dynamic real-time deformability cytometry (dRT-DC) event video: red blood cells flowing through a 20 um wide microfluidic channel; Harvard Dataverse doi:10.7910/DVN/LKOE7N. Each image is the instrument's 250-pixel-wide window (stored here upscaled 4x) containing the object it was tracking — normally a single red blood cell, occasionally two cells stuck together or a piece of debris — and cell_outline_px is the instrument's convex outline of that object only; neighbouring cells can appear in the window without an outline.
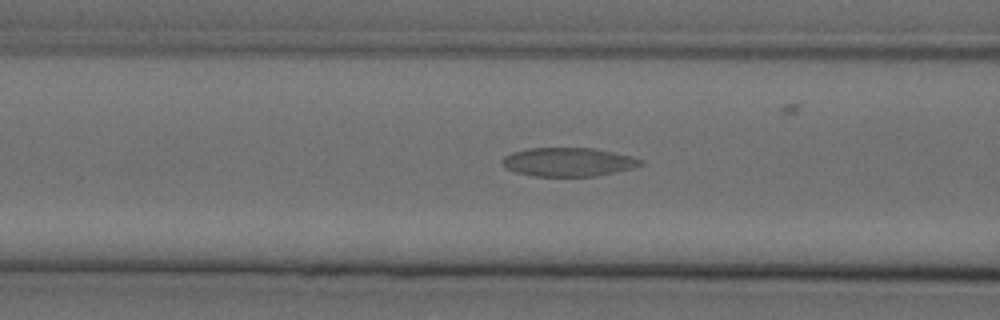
{"species": "Egyptian fruit bat (a non-hibernating species)", "species_latin": "Rousettus aegyptiacus", "temperature_condition": "cold", "stored_images_in_passage": 36, "camera_frame_rate_fps": 3000, "um_per_image_px": 0.085, "animal": {"sex": "female"}, "frame": {"image": 1, "passage_image": 4, "time_ms": 1.0, "image_size_px": [1000, 320], "cell_outline_px": [[644, 164], [632, 168], [596, 176], [532, 176], [516, 172], [504, 168], [500, 164], [500, 160], [504, 156], [512, 152], [528, 148], [592, 148], [632, 156], [644, 160]], "centroid_in_image_um": [48.26, 13.77], "position_along_channel_um": 118.3, "area_um2": 23.29}}
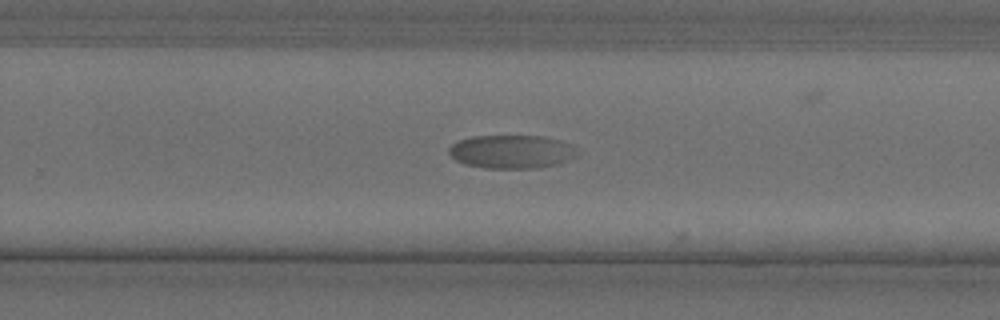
{"frame": {"image": 2, "passage_image": 19, "time_ms": 6.0, "image_size_px": [1000, 320], "cell_outline_px": [[576, 156], [560, 164], [536, 168], [484, 168], [464, 164], [456, 160], [448, 152], [448, 148], [456, 140], [472, 136], [544, 136], [560, 140], [572, 144]], "centroid_in_image_um": [43.46, 12.89], "position_along_channel_um": 286.3, "area_um2": 25.14}}
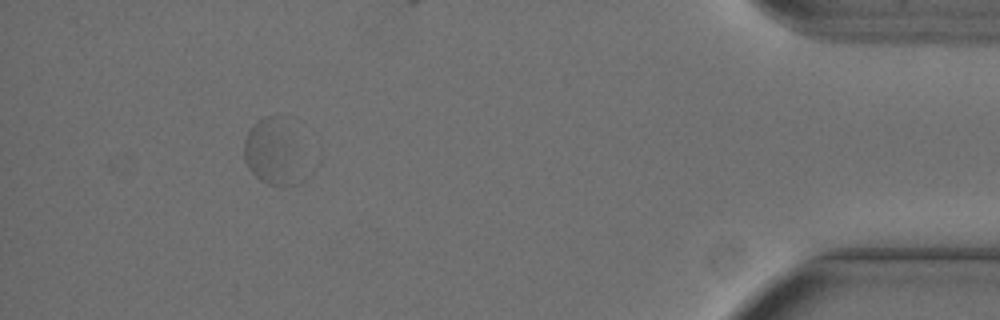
{"frame": {"image": 3, "passage_image": 35, "time_ms": 11.333, "image_size_px": [1000, 320], "cell_outline_px": [[320, 164], [300, 184], [284, 188], [268, 184], [260, 180], [248, 168], [244, 160], [244, 140], [252, 124], [256, 120], [264, 116], [272, 116], [320, 152]], "centroid_in_image_um": [23.68, 13.08], "position_along_channel_um": 411.5, "area_um2": 27.34}}